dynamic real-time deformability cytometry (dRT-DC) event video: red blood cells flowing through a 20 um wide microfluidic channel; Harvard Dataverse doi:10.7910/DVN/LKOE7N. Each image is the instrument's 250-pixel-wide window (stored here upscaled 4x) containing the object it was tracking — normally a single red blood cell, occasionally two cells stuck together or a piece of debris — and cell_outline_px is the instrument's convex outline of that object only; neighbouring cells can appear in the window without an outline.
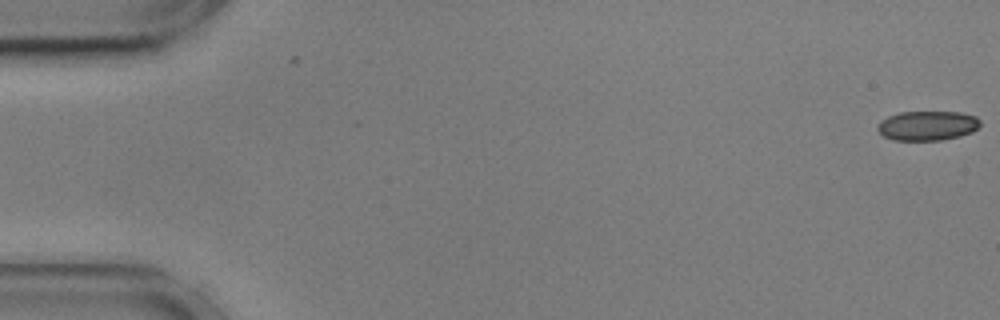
{"species": "common noctule bat (a hibernating species)", "species_latin": "Nyctalus noctula", "temperature_condition": "cold", "stored_images_in_passage": 16, "camera_frame_rate_fps": 3000, "um_per_image_px": 0.085, "animal": {"sex": "male", "body_mass_g": 17.9, "forearm_length_mm": 54.2}, "frame": {"image": 1, "passage_image": 1, "time_ms": 0.0, "image_size_px": [1000, 320], "cell_outline_px": [[980, 124], [972, 132], [960, 136], [940, 140], [892, 140], [884, 136], [876, 128], [880, 120], [888, 116], [900, 112], [960, 112], [976, 116], [980, 120]], "centroid_in_image_um": [78.82, 10.68], "position_along_channel_um": 6.2, "area_um2": 17.69}}
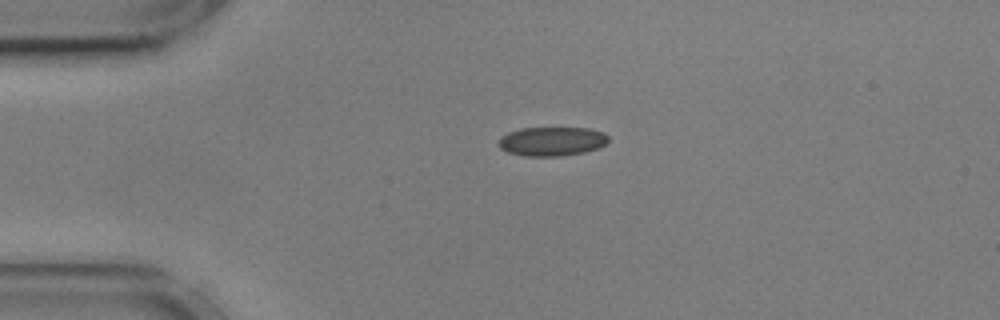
{"frame": {"image": 2, "passage_image": 13, "time_ms": 4.0, "image_size_px": [1000, 320], "cell_outline_px": [[608, 140], [600, 148], [584, 152], [564, 156], [524, 156], [508, 152], [500, 148], [496, 144], [500, 136], [508, 132], [520, 128], [588, 128], [604, 132], [608, 136]], "centroid_in_image_um": [46.88, 12.01], "position_along_channel_um": 38.1, "area_um2": 18.84}}